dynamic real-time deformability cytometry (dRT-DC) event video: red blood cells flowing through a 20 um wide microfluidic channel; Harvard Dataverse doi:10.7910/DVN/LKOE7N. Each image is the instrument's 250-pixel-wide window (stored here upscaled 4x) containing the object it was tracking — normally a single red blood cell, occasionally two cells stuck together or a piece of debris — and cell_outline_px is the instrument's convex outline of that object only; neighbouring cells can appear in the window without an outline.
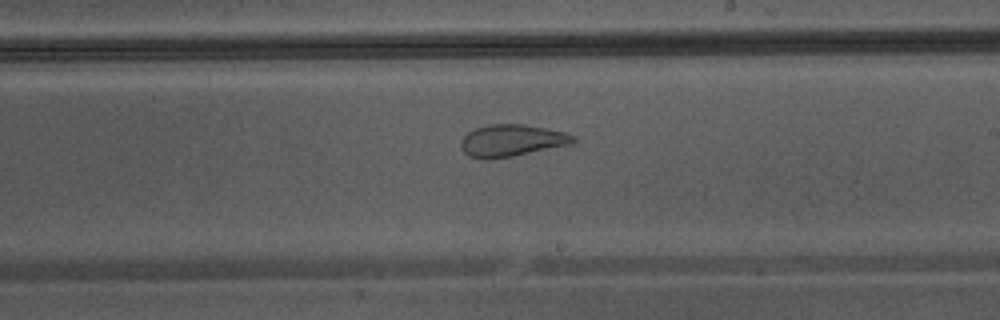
{"species": "Egyptian fruit bat (a non-hibernating species)", "species_latin": "Rousettus aegyptiacus", "temperature_condition": "warm", "stored_images_in_passage": 42, "camera_frame_rate_fps": 3000, "um_per_image_px": 0.085, "animal": {"sex": "male"}, "frame": {"image": 1, "passage_image": 24, "time_ms": 7.667, "image_size_px": [1000, 320], "cell_outline_px": [[576, 140], [572, 144], [512, 156], [484, 160], [480, 160], [468, 156], [460, 148], [460, 140], [468, 132], [476, 128], [488, 124], [524, 124], [564, 132], [576, 136]], "centroid_in_image_um": [43.45, 11.95], "position_along_channel_um": 245.5, "area_um2": 21.04}}